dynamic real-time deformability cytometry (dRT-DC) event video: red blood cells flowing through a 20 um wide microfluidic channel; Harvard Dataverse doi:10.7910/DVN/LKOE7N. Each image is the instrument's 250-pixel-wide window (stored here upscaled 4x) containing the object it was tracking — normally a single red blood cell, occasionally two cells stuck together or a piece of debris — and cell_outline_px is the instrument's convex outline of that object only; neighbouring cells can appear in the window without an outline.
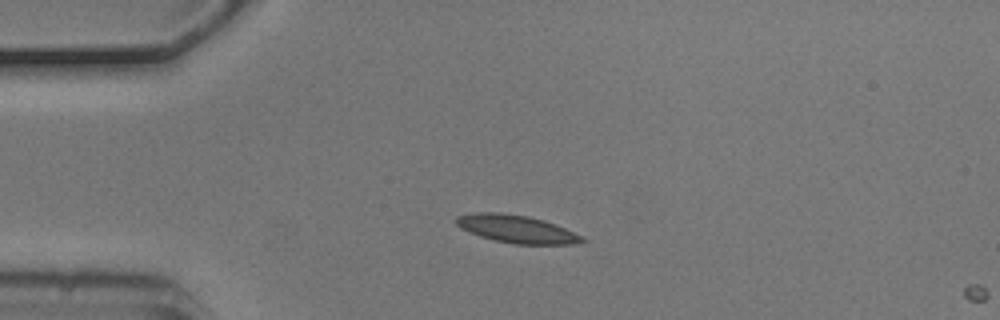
{"species": "common noctule bat (a hibernating species)", "species_latin": "Nyctalus noctula", "temperature_condition": "cold", "stored_images_in_passage": 2, "camera_frame_rate_fps": 3000, "um_per_image_px": 0.085, "animal": {"sex": "male", "body_mass_g": 20.5, "forearm_length_mm": 52.5}, "frame": {"image": 1, "passage_image": 1, "time_ms": 0.0, "image_size_px": [1000, 320], "cell_outline_px": [[588, 240], [572, 244], [516, 244], [496, 240], [480, 236], [468, 232], [460, 228], [456, 224], [456, 216], [476, 212], [500, 212], [528, 216], [544, 220], [584, 236]], "centroid_in_image_um": [43.9, 19.46], "position_along_channel_um": 41.1, "area_um2": 20.35}}